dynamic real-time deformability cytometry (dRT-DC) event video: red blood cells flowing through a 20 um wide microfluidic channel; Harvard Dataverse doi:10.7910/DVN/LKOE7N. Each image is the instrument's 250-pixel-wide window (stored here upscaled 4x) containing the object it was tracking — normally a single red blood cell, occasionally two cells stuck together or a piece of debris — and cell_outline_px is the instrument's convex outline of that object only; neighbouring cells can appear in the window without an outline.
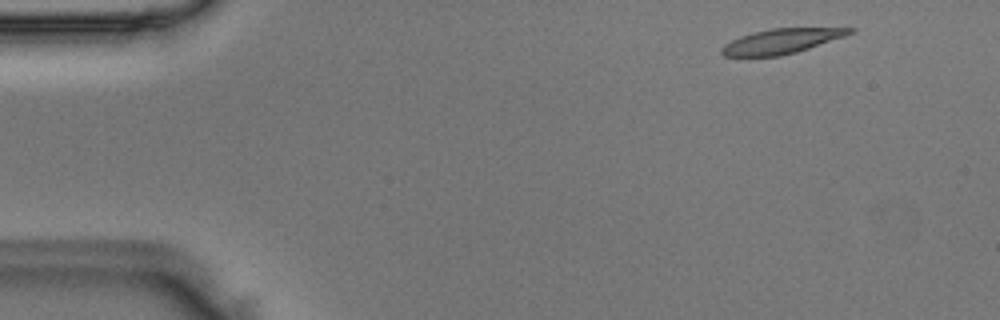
{"species": "Egyptian fruit bat (a non-hibernating species)", "species_latin": "Rousettus aegyptiacus", "temperature_condition": "room temperature", "stored_images_in_passage": 47, "camera_frame_rate_fps": 3000, "um_per_image_px": 0.085, "animal": {"sex": "male"}, "frame": {"image": 1, "passage_image": 2, "time_ms": 0.333, "image_size_px": [1000, 320], "cell_outline_px": [[856, 32], [796, 52], [780, 56], [724, 56], [720, 52], [720, 48], [724, 44], [740, 36], [772, 28], [856, 28]], "centroid_in_image_um": [66.41, 3.5], "position_along_channel_um": 18.6, "area_um2": 18.32}}
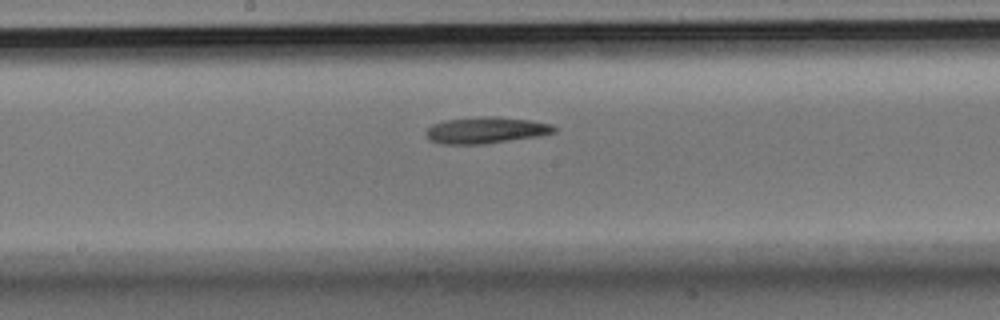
{"frame": {"image": 2, "passage_image": 23, "time_ms": 7.333, "image_size_px": [1000, 320], "cell_outline_px": [[556, 132], [540, 136], [484, 144], [440, 144], [428, 140], [424, 132], [432, 124], [444, 120], [480, 116], [496, 116], [532, 120], [552, 124], [556, 128]], "centroid_in_image_um": [41.29, 11.06], "position_along_channel_um": 206.9, "area_um2": 20.11}}
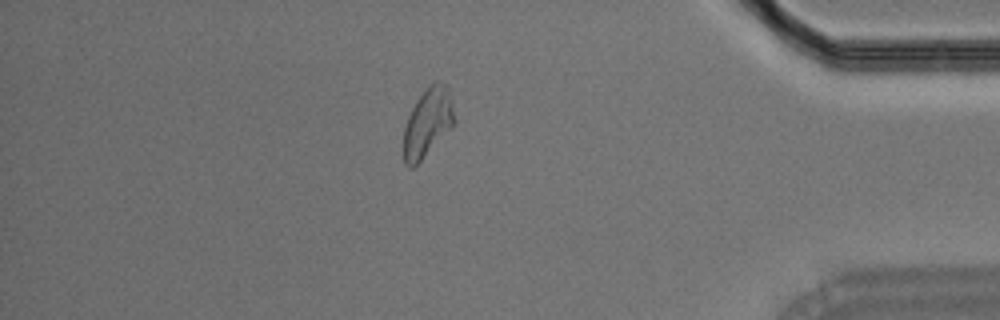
{"frame": {"image": 3, "passage_image": 40, "time_ms": 13.0, "image_size_px": [1000, 320], "cell_outline_px": [[452, 128], [412, 168], [408, 168], [404, 164], [404, 128], [408, 116], [416, 100], [436, 80], [444, 84], [448, 88], [452, 100]], "centroid_in_image_um": [36.32, 10.44], "position_along_channel_um": 398.9, "area_um2": 19.71}}